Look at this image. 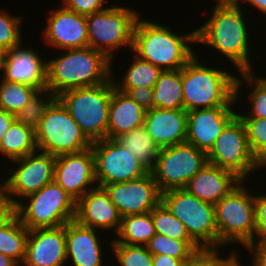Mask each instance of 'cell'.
I'll return each mask as SVG.
<instances>
[{"label": "cell", "instance_id": "6da1fadb", "mask_svg": "<svg viewBox=\"0 0 266 266\" xmlns=\"http://www.w3.org/2000/svg\"><path fill=\"white\" fill-rule=\"evenodd\" d=\"M206 23L196 29V43L214 48L239 72L253 71L250 40L242 5L236 2L217 3Z\"/></svg>", "mask_w": 266, "mask_h": 266}, {"label": "cell", "instance_id": "7a4b0ae2", "mask_svg": "<svg viewBox=\"0 0 266 266\" xmlns=\"http://www.w3.org/2000/svg\"><path fill=\"white\" fill-rule=\"evenodd\" d=\"M190 43H196V30L178 35L169 25H160L140 16L136 20L132 51L163 71L182 69L186 65L195 55Z\"/></svg>", "mask_w": 266, "mask_h": 266}, {"label": "cell", "instance_id": "3957f363", "mask_svg": "<svg viewBox=\"0 0 266 266\" xmlns=\"http://www.w3.org/2000/svg\"><path fill=\"white\" fill-rule=\"evenodd\" d=\"M112 61L90 46L65 49L47 61V86L56 96L74 88L106 83L113 73Z\"/></svg>", "mask_w": 266, "mask_h": 266}, {"label": "cell", "instance_id": "277c9868", "mask_svg": "<svg viewBox=\"0 0 266 266\" xmlns=\"http://www.w3.org/2000/svg\"><path fill=\"white\" fill-rule=\"evenodd\" d=\"M196 54L182 68L184 110L231 106L237 76L200 63Z\"/></svg>", "mask_w": 266, "mask_h": 266}, {"label": "cell", "instance_id": "5b68a950", "mask_svg": "<svg viewBox=\"0 0 266 266\" xmlns=\"http://www.w3.org/2000/svg\"><path fill=\"white\" fill-rule=\"evenodd\" d=\"M113 88L111 77L106 83L66 90L57 96L91 142L107 138Z\"/></svg>", "mask_w": 266, "mask_h": 266}, {"label": "cell", "instance_id": "8992f818", "mask_svg": "<svg viewBox=\"0 0 266 266\" xmlns=\"http://www.w3.org/2000/svg\"><path fill=\"white\" fill-rule=\"evenodd\" d=\"M242 181L215 205L218 247L241 244L247 248L255 238V195Z\"/></svg>", "mask_w": 266, "mask_h": 266}, {"label": "cell", "instance_id": "52a82bcc", "mask_svg": "<svg viewBox=\"0 0 266 266\" xmlns=\"http://www.w3.org/2000/svg\"><path fill=\"white\" fill-rule=\"evenodd\" d=\"M15 214L29 230L58 227L75 220L76 201L53 181L19 202Z\"/></svg>", "mask_w": 266, "mask_h": 266}, {"label": "cell", "instance_id": "ba28073f", "mask_svg": "<svg viewBox=\"0 0 266 266\" xmlns=\"http://www.w3.org/2000/svg\"><path fill=\"white\" fill-rule=\"evenodd\" d=\"M37 150L52 156L85 151L92 142L69 114L67 108L56 98L47 108L35 131Z\"/></svg>", "mask_w": 266, "mask_h": 266}, {"label": "cell", "instance_id": "9c48e42d", "mask_svg": "<svg viewBox=\"0 0 266 266\" xmlns=\"http://www.w3.org/2000/svg\"><path fill=\"white\" fill-rule=\"evenodd\" d=\"M161 202L178 218L199 247H218V232L213 204L201 201L184 188L161 193Z\"/></svg>", "mask_w": 266, "mask_h": 266}, {"label": "cell", "instance_id": "30bf717a", "mask_svg": "<svg viewBox=\"0 0 266 266\" xmlns=\"http://www.w3.org/2000/svg\"><path fill=\"white\" fill-rule=\"evenodd\" d=\"M139 16L135 10L122 6L86 15L89 46L113 61V51L122 46L132 49L133 30Z\"/></svg>", "mask_w": 266, "mask_h": 266}, {"label": "cell", "instance_id": "8fae6325", "mask_svg": "<svg viewBox=\"0 0 266 266\" xmlns=\"http://www.w3.org/2000/svg\"><path fill=\"white\" fill-rule=\"evenodd\" d=\"M207 159L209 163L234 173L244 182L255 169L258 171L263 168L250 150L245 125L238 115L222 130L207 153Z\"/></svg>", "mask_w": 266, "mask_h": 266}, {"label": "cell", "instance_id": "7c38bea8", "mask_svg": "<svg viewBox=\"0 0 266 266\" xmlns=\"http://www.w3.org/2000/svg\"><path fill=\"white\" fill-rule=\"evenodd\" d=\"M208 163L207 153L183 142L161 148L150 170L161 192L181 189Z\"/></svg>", "mask_w": 266, "mask_h": 266}, {"label": "cell", "instance_id": "4fadbf2b", "mask_svg": "<svg viewBox=\"0 0 266 266\" xmlns=\"http://www.w3.org/2000/svg\"><path fill=\"white\" fill-rule=\"evenodd\" d=\"M55 160V156L38 150L12 160L18 164V167L16 166V169L12 167L7 171L10 176L5 181L3 180V183L0 182L9 201L16 206L27 196L36 193L46 184L53 182Z\"/></svg>", "mask_w": 266, "mask_h": 266}, {"label": "cell", "instance_id": "5bb4252c", "mask_svg": "<svg viewBox=\"0 0 266 266\" xmlns=\"http://www.w3.org/2000/svg\"><path fill=\"white\" fill-rule=\"evenodd\" d=\"M97 186L138 179L149 170L118 140L105 138L92 142Z\"/></svg>", "mask_w": 266, "mask_h": 266}, {"label": "cell", "instance_id": "9a60e30c", "mask_svg": "<svg viewBox=\"0 0 266 266\" xmlns=\"http://www.w3.org/2000/svg\"><path fill=\"white\" fill-rule=\"evenodd\" d=\"M104 188L121 217L151 212L161 202L162 192L150 171L138 179L112 183Z\"/></svg>", "mask_w": 266, "mask_h": 266}, {"label": "cell", "instance_id": "2e32d148", "mask_svg": "<svg viewBox=\"0 0 266 266\" xmlns=\"http://www.w3.org/2000/svg\"><path fill=\"white\" fill-rule=\"evenodd\" d=\"M54 181L76 202L96 187L95 159L91 148L56 157ZM94 185V186H93Z\"/></svg>", "mask_w": 266, "mask_h": 266}, {"label": "cell", "instance_id": "e0dca14e", "mask_svg": "<svg viewBox=\"0 0 266 266\" xmlns=\"http://www.w3.org/2000/svg\"><path fill=\"white\" fill-rule=\"evenodd\" d=\"M231 106L194 109L187 112L186 142L208 153L225 126L237 115Z\"/></svg>", "mask_w": 266, "mask_h": 266}, {"label": "cell", "instance_id": "ac0fdd59", "mask_svg": "<svg viewBox=\"0 0 266 266\" xmlns=\"http://www.w3.org/2000/svg\"><path fill=\"white\" fill-rule=\"evenodd\" d=\"M60 7L48 14L44 42L61 50L89 46L86 15Z\"/></svg>", "mask_w": 266, "mask_h": 266}, {"label": "cell", "instance_id": "d6986e66", "mask_svg": "<svg viewBox=\"0 0 266 266\" xmlns=\"http://www.w3.org/2000/svg\"><path fill=\"white\" fill-rule=\"evenodd\" d=\"M66 262V224L29 230L22 265L63 266Z\"/></svg>", "mask_w": 266, "mask_h": 266}, {"label": "cell", "instance_id": "ffe728a7", "mask_svg": "<svg viewBox=\"0 0 266 266\" xmlns=\"http://www.w3.org/2000/svg\"><path fill=\"white\" fill-rule=\"evenodd\" d=\"M2 72L7 81L33 86L38 90L46 89L47 60L22 44L3 52Z\"/></svg>", "mask_w": 266, "mask_h": 266}, {"label": "cell", "instance_id": "44dd1931", "mask_svg": "<svg viewBox=\"0 0 266 266\" xmlns=\"http://www.w3.org/2000/svg\"><path fill=\"white\" fill-rule=\"evenodd\" d=\"M75 220L97 230L109 231L113 228L117 234L122 217L105 188L96 186L76 202Z\"/></svg>", "mask_w": 266, "mask_h": 266}, {"label": "cell", "instance_id": "7402d4cb", "mask_svg": "<svg viewBox=\"0 0 266 266\" xmlns=\"http://www.w3.org/2000/svg\"><path fill=\"white\" fill-rule=\"evenodd\" d=\"M144 126L159 149L186 142L187 111L153 107L146 111Z\"/></svg>", "mask_w": 266, "mask_h": 266}, {"label": "cell", "instance_id": "603a6c76", "mask_svg": "<svg viewBox=\"0 0 266 266\" xmlns=\"http://www.w3.org/2000/svg\"><path fill=\"white\" fill-rule=\"evenodd\" d=\"M241 182L234 173L208 162L190 179L184 189L201 201L215 205Z\"/></svg>", "mask_w": 266, "mask_h": 266}, {"label": "cell", "instance_id": "cb8c5ba5", "mask_svg": "<svg viewBox=\"0 0 266 266\" xmlns=\"http://www.w3.org/2000/svg\"><path fill=\"white\" fill-rule=\"evenodd\" d=\"M97 229L79 224L76 220L66 223V256L73 266H103L102 243Z\"/></svg>", "mask_w": 266, "mask_h": 266}, {"label": "cell", "instance_id": "d4e9b609", "mask_svg": "<svg viewBox=\"0 0 266 266\" xmlns=\"http://www.w3.org/2000/svg\"><path fill=\"white\" fill-rule=\"evenodd\" d=\"M145 114L146 111L128 93L114 87L109 108L107 138L117 139L122 134L142 126Z\"/></svg>", "mask_w": 266, "mask_h": 266}, {"label": "cell", "instance_id": "484cf974", "mask_svg": "<svg viewBox=\"0 0 266 266\" xmlns=\"http://www.w3.org/2000/svg\"><path fill=\"white\" fill-rule=\"evenodd\" d=\"M153 89V107L184 109L182 69L162 71Z\"/></svg>", "mask_w": 266, "mask_h": 266}, {"label": "cell", "instance_id": "4316f807", "mask_svg": "<svg viewBox=\"0 0 266 266\" xmlns=\"http://www.w3.org/2000/svg\"><path fill=\"white\" fill-rule=\"evenodd\" d=\"M36 151L35 131L15 120L0 141V154L12 161Z\"/></svg>", "mask_w": 266, "mask_h": 266}, {"label": "cell", "instance_id": "83f0119b", "mask_svg": "<svg viewBox=\"0 0 266 266\" xmlns=\"http://www.w3.org/2000/svg\"><path fill=\"white\" fill-rule=\"evenodd\" d=\"M156 234L151 212L122 217L121 227L110 243L146 245Z\"/></svg>", "mask_w": 266, "mask_h": 266}, {"label": "cell", "instance_id": "f1b7e54d", "mask_svg": "<svg viewBox=\"0 0 266 266\" xmlns=\"http://www.w3.org/2000/svg\"><path fill=\"white\" fill-rule=\"evenodd\" d=\"M29 229L14 214L0 227V253L9 256L18 264L25 258Z\"/></svg>", "mask_w": 266, "mask_h": 266}, {"label": "cell", "instance_id": "f546056e", "mask_svg": "<svg viewBox=\"0 0 266 266\" xmlns=\"http://www.w3.org/2000/svg\"><path fill=\"white\" fill-rule=\"evenodd\" d=\"M116 140L135 155L149 171L153 168L160 149L147 132L144 124L128 133L122 134Z\"/></svg>", "mask_w": 266, "mask_h": 266}, {"label": "cell", "instance_id": "4dcf8cb0", "mask_svg": "<svg viewBox=\"0 0 266 266\" xmlns=\"http://www.w3.org/2000/svg\"><path fill=\"white\" fill-rule=\"evenodd\" d=\"M162 71L161 68L153 65L151 62L142 60L133 54L132 63L121 79V84L113 78V74H111V77L114 87L127 93L131 88L140 86L144 88L154 87Z\"/></svg>", "mask_w": 266, "mask_h": 266}, {"label": "cell", "instance_id": "1f68e13d", "mask_svg": "<svg viewBox=\"0 0 266 266\" xmlns=\"http://www.w3.org/2000/svg\"><path fill=\"white\" fill-rule=\"evenodd\" d=\"M241 77L236 78V87H235V99L236 101L242 94V85L243 81L248 86H253V90H249V101L251 108L247 114H239L240 118H266V77H258L254 75L253 71L240 72ZM243 78V79H240ZM241 93V94H240Z\"/></svg>", "mask_w": 266, "mask_h": 266}, {"label": "cell", "instance_id": "d6a6232c", "mask_svg": "<svg viewBox=\"0 0 266 266\" xmlns=\"http://www.w3.org/2000/svg\"><path fill=\"white\" fill-rule=\"evenodd\" d=\"M0 83V109L17 114L38 91L36 87L10 82L3 77Z\"/></svg>", "mask_w": 266, "mask_h": 266}, {"label": "cell", "instance_id": "836d02e7", "mask_svg": "<svg viewBox=\"0 0 266 266\" xmlns=\"http://www.w3.org/2000/svg\"><path fill=\"white\" fill-rule=\"evenodd\" d=\"M145 246L152 255H168L184 262L200 248L193 240H175L157 233Z\"/></svg>", "mask_w": 266, "mask_h": 266}, {"label": "cell", "instance_id": "e575fe53", "mask_svg": "<svg viewBox=\"0 0 266 266\" xmlns=\"http://www.w3.org/2000/svg\"><path fill=\"white\" fill-rule=\"evenodd\" d=\"M57 98L49 89L38 90L30 101L15 114L16 121L36 131L47 108Z\"/></svg>", "mask_w": 266, "mask_h": 266}, {"label": "cell", "instance_id": "d590c367", "mask_svg": "<svg viewBox=\"0 0 266 266\" xmlns=\"http://www.w3.org/2000/svg\"><path fill=\"white\" fill-rule=\"evenodd\" d=\"M151 215L157 234L175 240H192L186 231L185 225L162 202L151 211Z\"/></svg>", "mask_w": 266, "mask_h": 266}, {"label": "cell", "instance_id": "8d00e7d4", "mask_svg": "<svg viewBox=\"0 0 266 266\" xmlns=\"http://www.w3.org/2000/svg\"><path fill=\"white\" fill-rule=\"evenodd\" d=\"M111 249L121 266H152L153 255L144 245L111 243Z\"/></svg>", "mask_w": 266, "mask_h": 266}, {"label": "cell", "instance_id": "74e56055", "mask_svg": "<svg viewBox=\"0 0 266 266\" xmlns=\"http://www.w3.org/2000/svg\"><path fill=\"white\" fill-rule=\"evenodd\" d=\"M219 248L222 247H200L195 250L185 262L184 266H237L240 261L237 251L230 253V256L219 257Z\"/></svg>", "mask_w": 266, "mask_h": 266}, {"label": "cell", "instance_id": "f35d334b", "mask_svg": "<svg viewBox=\"0 0 266 266\" xmlns=\"http://www.w3.org/2000/svg\"><path fill=\"white\" fill-rule=\"evenodd\" d=\"M250 150L263 163L266 160V118H241Z\"/></svg>", "mask_w": 266, "mask_h": 266}, {"label": "cell", "instance_id": "ab89813d", "mask_svg": "<svg viewBox=\"0 0 266 266\" xmlns=\"http://www.w3.org/2000/svg\"><path fill=\"white\" fill-rule=\"evenodd\" d=\"M22 18L21 15L12 16L0 10V50L2 52L22 44L23 37L20 28Z\"/></svg>", "mask_w": 266, "mask_h": 266}, {"label": "cell", "instance_id": "60d3db41", "mask_svg": "<svg viewBox=\"0 0 266 266\" xmlns=\"http://www.w3.org/2000/svg\"><path fill=\"white\" fill-rule=\"evenodd\" d=\"M108 0H62L61 5L78 14L89 15L103 11Z\"/></svg>", "mask_w": 266, "mask_h": 266}, {"label": "cell", "instance_id": "b9f144b4", "mask_svg": "<svg viewBox=\"0 0 266 266\" xmlns=\"http://www.w3.org/2000/svg\"><path fill=\"white\" fill-rule=\"evenodd\" d=\"M255 238H266V194L255 195Z\"/></svg>", "mask_w": 266, "mask_h": 266}, {"label": "cell", "instance_id": "7bdbcfd3", "mask_svg": "<svg viewBox=\"0 0 266 266\" xmlns=\"http://www.w3.org/2000/svg\"><path fill=\"white\" fill-rule=\"evenodd\" d=\"M153 87L144 88L143 86L131 88L127 93L136 101L145 111L153 108Z\"/></svg>", "mask_w": 266, "mask_h": 266}, {"label": "cell", "instance_id": "ee69618b", "mask_svg": "<svg viewBox=\"0 0 266 266\" xmlns=\"http://www.w3.org/2000/svg\"><path fill=\"white\" fill-rule=\"evenodd\" d=\"M246 249L253 255L251 266H266V238H254Z\"/></svg>", "mask_w": 266, "mask_h": 266}, {"label": "cell", "instance_id": "f6af8a7d", "mask_svg": "<svg viewBox=\"0 0 266 266\" xmlns=\"http://www.w3.org/2000/svg\"><path fill=\"white\" fill-rule=\"evenodd\" d=\"M15 214V206L9 201L0 184V227Z\"/></svg>", "mask_w": 266, "mask_h": 266}, {"label": "cell", "instance_id": "bcb514c9", "mask_svg": "<svg viewBox=\"0 0 266 266\" xmlns=\"http://www.w3.org/2000/svg\"><path fill=\"white\" fill-rule=\"evenodd\" d=\"M152 266H184L185 262L168 255H153Z\"/></svg>", "mask_w": 266, "mask_h": 266}, {"label": "cell", "instance_id": "7dc6e473", "mask_svg": "<svg viewBox=\"0 0 266 266\" xmlns=\"http://www.w3.org/2000/svg\"><path fill=\"white\" fill-rule=\"evenodd\" d=\"M15 120L14 114L0 109V141Z\"/></svg>", "mask_w": 266, "mask_h": 266}, {"label": "cell", "instance_id": "c3c4849f", "mask_svg": "<svg viewBox=\"0 0 266 266\" xmlns=\"http://www.w3.org/2000/svg\"><path fill=\"white\" fill-rule=\"evenodd\" d=\"M239 5H241V2H248L249 5L257 8L261 13L263 12L266 15V0H235Z\"/></svg>", "mask_w": 266, "mask_h": 266}, {"label": "cell", "instance_id": "681fc988", "mask_svg": "<svg viewBox=\"0 0 266 266\" xmlns=\"http://www.w3.org/2000/svg\"><path fill=\"white\" fill-rule=\"evenodd\" d=\"M0 266H18V263L9 256L0 253Z\"/></svg>", "mask_w": 266, "mask_h": 266}, {"label": "cell", "instance_id": "f907efd6", "mask_svg": "<svg viewBox=\"0 0 266 266\" xmlns=\"http://www.w3.org/2000/svg\"><path fill=\"white\" fill-rule=\"evenodd\" d=\"M235 0H217L216 3H228V2H233Z\"/></svg>", "mask_w": 266, "mask_h": 266}, {"label": "cell", "instance_id": "816d5d0a", "mask_svg": "<svg viewBox=\"0 0 266 266\" xmlns=\"http://www.w3.org/2000/svg\"><path fill=\"white\" fill-rule=\"evenodd\" d=\"M2 57H3V52L0 50V71H2Z\"/></svg>", "mask_w": 266, "mask_h": 266}, {"label": "cell", "instance_id": "f5cc1de1", "mask_svg": "<svg viewBox=\"0 0 266 266\" xmlns=\"http://www.w3.org/2000/svg\"><path fill=\"white\" fill-rule=\"evenodd\" d=\"M262 165H263V167H265L266 166V160L262 163Z\"/></svg>", "mask_w": 266, "mask_h": 266}]
</instances>
